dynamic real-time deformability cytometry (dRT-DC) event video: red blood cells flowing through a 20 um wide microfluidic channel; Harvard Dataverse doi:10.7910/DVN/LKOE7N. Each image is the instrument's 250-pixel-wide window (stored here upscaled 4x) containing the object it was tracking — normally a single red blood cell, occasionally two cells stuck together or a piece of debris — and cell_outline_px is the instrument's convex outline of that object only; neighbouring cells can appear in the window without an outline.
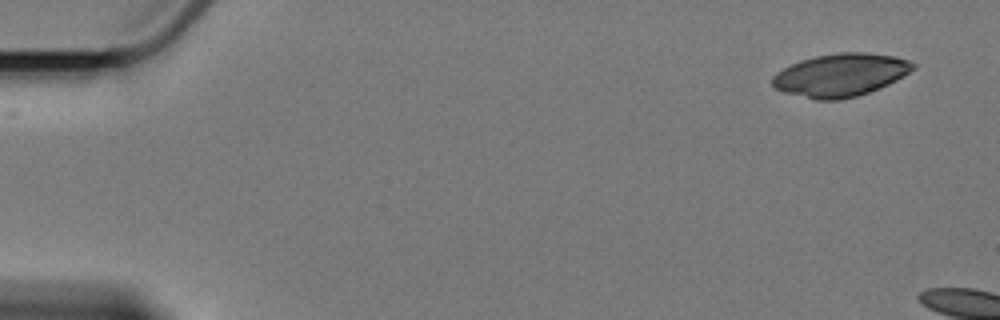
{"species": "Egyptian fruit bat (a non-hibernating species)", "species_latin": "Rousettus aegyptiacus", "temperature_condition": "cold", "stored_images_in_passage": 3, "camera_frame_rate_fps": 3000, "um_per_image_px": 0.085, "animal": {"sex": "female"}, "frame": {"image": 1, "passage_image": 1, "time_ms": 0.0, "image_size_px": [1000, 320], "cell_outline_px": [[916, 68], [896, 80], [880, 88], [856, 96], [840, 100], [816, 100], [784, 92], [776, 88], [772, 84], [772, 76], [776, 72], [800, 60], [816, 56], [840, 52], [864, 52], [896, 56], [908, 60], [916, 64]], "centroid_in_image_um": [71.46, 6.37], "position_along_channel_um": 13.5, "area_um2": 35.14}}